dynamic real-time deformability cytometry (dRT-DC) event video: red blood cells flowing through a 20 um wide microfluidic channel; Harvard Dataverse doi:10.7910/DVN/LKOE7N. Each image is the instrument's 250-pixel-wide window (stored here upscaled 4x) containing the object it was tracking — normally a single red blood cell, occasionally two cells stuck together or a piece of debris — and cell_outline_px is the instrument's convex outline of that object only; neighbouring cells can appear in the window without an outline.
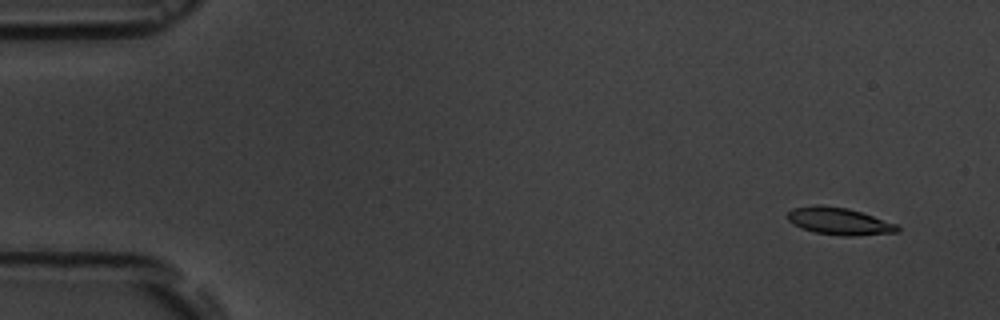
{"species": "common noctule bat (a hibernating species)", "species_latin": "Nyctalus noctula", "temperature_condition": "room temperature", "stored_images_in_passage": 4, "camera_frame_rate_fps": 3000, "um_per_image_px": 0.085, "animal": {"sex": "male", "body_mass_g": 19.5, "forearm_length_mm": 54.6}, "frame": {"image": 1, "passage_image": 1, "time_ms": 0.0, "image_size_px": [1000, 320], "cell_outline_px": [[900, 232], [856, 236], [844, 236], [816, 232], [800, 228], [792, 224], [788, 220], [788, 212], [792, 208], [816, 204], [820, 204], [848, 208], [896, 224], [900, 228]], "centroid_in_image_um": [71.3, 18.8], "position_along_channel_um": 13.7, "area_um2": 17.46}}
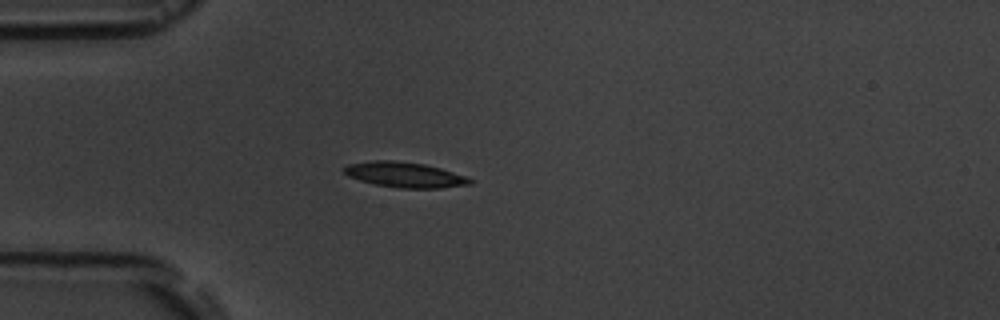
{"frame": {"image": 2, "passage_image": 4, "time_ms": 4.0, "image_size_px": [1000, 320], "cell_outline_px": [[472, 184], [440, 188], [400, 188], [376, 184], [360, 180], [348, 176], [344, 172], [344, 168], [348, 164], [376, 160], [392, 160], [424, 164], [440, 168], [464, 176], [472, 180]], "centroid_in_image_um": [34.4, 14.85], "position_along_channel_um": 50.6, "area_um2": 18.26}}